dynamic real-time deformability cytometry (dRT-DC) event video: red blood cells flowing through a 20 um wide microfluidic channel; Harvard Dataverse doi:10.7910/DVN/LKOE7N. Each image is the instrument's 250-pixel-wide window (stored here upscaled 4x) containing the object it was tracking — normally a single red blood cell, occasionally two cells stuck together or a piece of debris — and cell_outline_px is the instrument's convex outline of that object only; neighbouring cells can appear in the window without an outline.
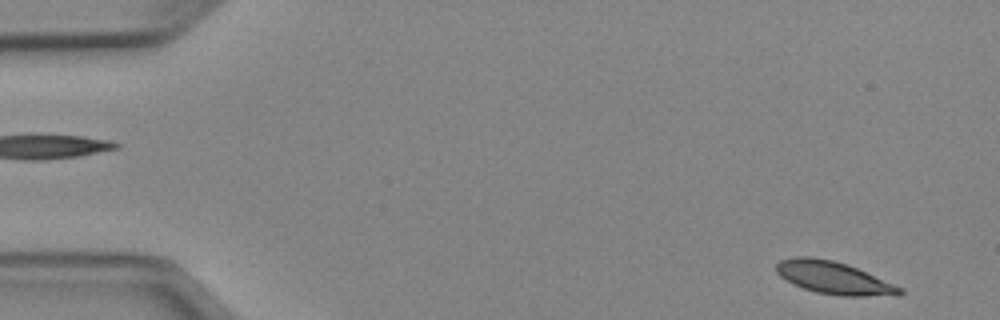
{"species": "Egyptian fruit bat (a non-hibernating species)", "species_latin": "Rousettus aegyptiacus", "temperature_condition": "cold", "stored_images_in_passage": 50, "camera_frame_rate_fps": 3000, "um_per_image_px": 0.085, "animal": {"sex": "female"}, "frame": {"image": 1, "passage_image": 2, "time_ms": 0.333, "image_size_px": [1000, 320], "cell_outline_px": [[904, 292], [900, 296], [840, 296], [816, 292], [792, 284], [780, 276], [776, 272], [776, 264], [780, 260], [796, 256], [812, 256], [832, 260], [848, 264], [904, 288]], "centroid_in_image_um": [70.9, 23.62], "position_along_channel_um": 14.1, "area_um2": 23.7}}
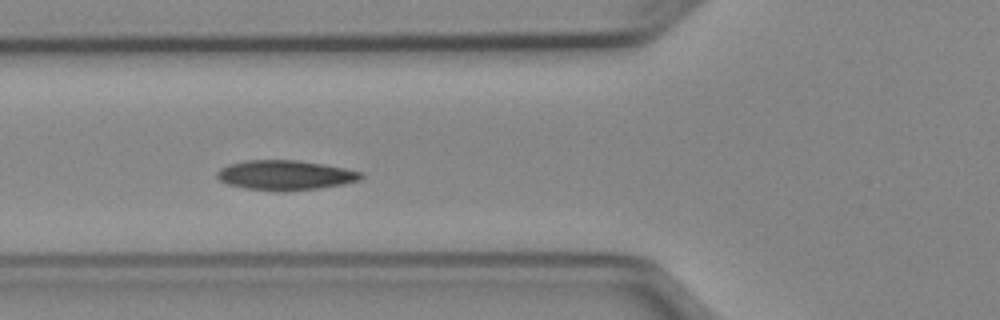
{"frame": {"image": 2, "passage_image": 18, "time_ms": 5.667, "image_size_px": [1000, 320], "cell_outline_px": [[364, 176], [360, 180], [344, 184], [316, 188], [284, 192], [244, 188], [228, 184], [220, 180], [216, 176], [216, 172], [220, 168], [228, 164], [244, 160], [296, 160], [324, 164], [364, 172]], "centroid_in_image_um": [24.24, 14.89], "position_along_channel_um": 101.6, "area_um2": 25.14}}
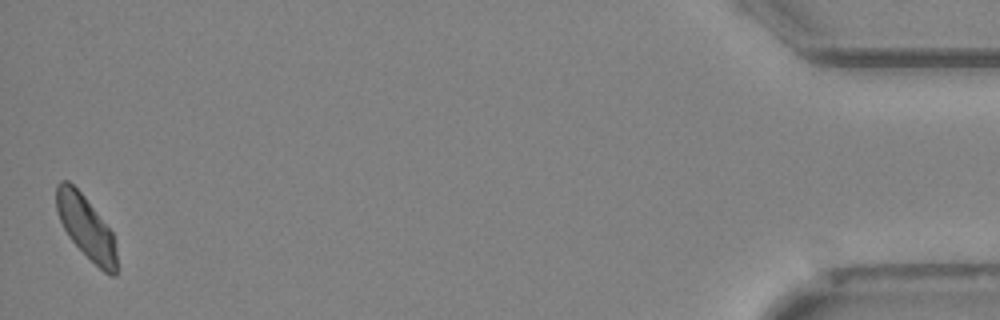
{"frame": {"image": 3, "passage_image": 50, "time_ms": 16.333, "image_size_px": [1000, 320], "cell_outline_px": [[116, 276], [112, 276], [104, 272], [68, 236], [60, 220], [56, 208], [56, 184], [60, 180], [68, 180], [84, 196], [112, 232], [116, 248]], "centroid_in_image_um": [7.3, 19.29], "position_along_channel_um": 427.9, "area_um2": 21.62}, "authors_computed_cell_mechanics": {"area_um2": 23.5246, "velocity_mm_per_s": 3.9044, "shape_relaxation_time_tau1_ms": 3.7654, "shape_relaxation_time_tau2_ms": 8.2733, "deformation_change_tau1": 0.1093, "deformation_change_tau2": 0.109}}